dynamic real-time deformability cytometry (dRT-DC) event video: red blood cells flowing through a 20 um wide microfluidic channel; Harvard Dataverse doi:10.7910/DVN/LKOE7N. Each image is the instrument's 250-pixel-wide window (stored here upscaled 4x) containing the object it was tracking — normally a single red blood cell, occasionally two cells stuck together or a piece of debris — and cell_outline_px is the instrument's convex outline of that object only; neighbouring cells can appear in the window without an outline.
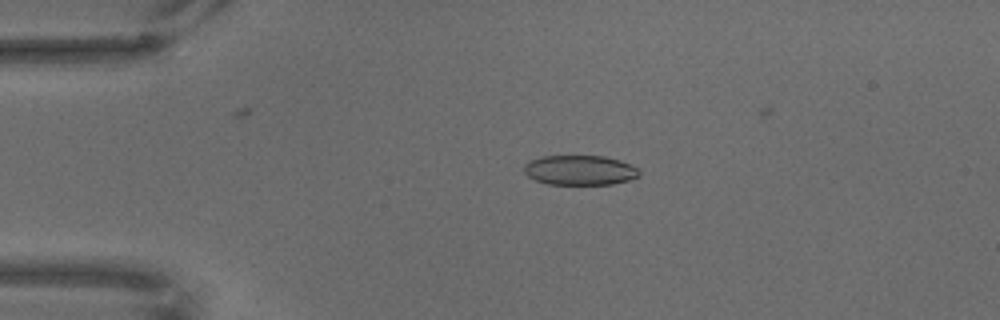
{"species": "common noctule bat (a hibernating species)", "species_latin": "Nyctalus noctula", "temperature_condition": "warm", "stored_images_in_passage": 69, "camera_frame_rate_fps": 3000, "um_per_image_px": 0.085, "animal": {"sex": "male", "body_mass_g": 18.8}, "frame": {"image": 1, "passage_image": 16, "time_ms": 5.0, "image_size_px": [1000, 320], "cell_outline_px": [[640, 176], [628, 180], [612, 184], [548, 184], [536, 180], [528, 176], [524, 172], [524, 164], [528, 160], [544, 156], [604, 156], [620, 160], [636, 168], [640, 172]], "centroid_in_image_um": [49.26, 14.46], "position_along_channel_um": 35.7, "area_um2": 19.94}}
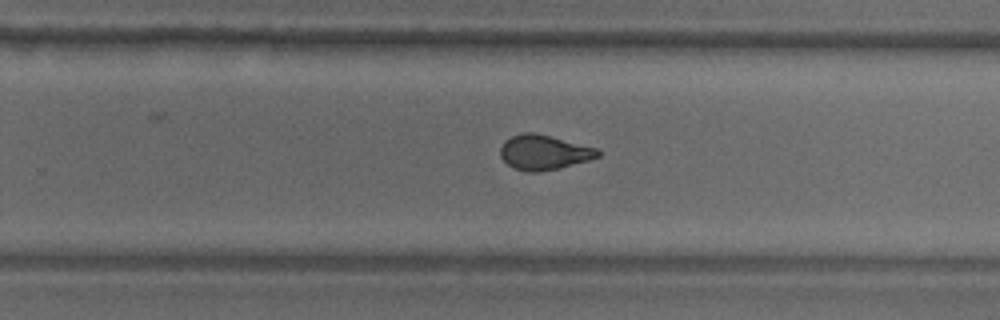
{"frame": {"image": 2, "passage_image": 45, "time_ms": 14.667, "image_size_px": [1000, 320], "cell_outline_px": [[600, 156], [588, 160], [556, 168], [536, 172], [528, 172], [512, 168], [500, 156], [500, 148], [504, 140], [512, 136], [524, 132], [536, 132], [596, 148], [600, 152]], "centroid_in_image_um": [46.18, 12.94], "position_along_channel_um": 283.6, "area_um2": 19.59}}
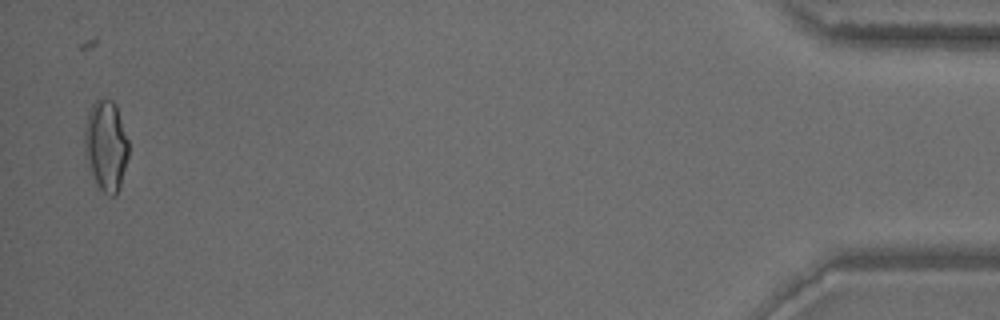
{"frame": {"image": 3, "passage_image": 68, "time_ms": 22.333, "image_size_px": [1000, 320], "cell_outline_px": [[128, 156], [120, 184], [116, 196], [108, 196], [100, 188], [88, 164], [84, 148], [84, 128], [88, 112], [92, 104], [96, 100], [104, 96], [112, 100], [116, 104], [128, 140]], "centroid_in_image_um": [9.0, 12.31], "position_along_channel_um": 426.2, "area_um2": 23.12}}